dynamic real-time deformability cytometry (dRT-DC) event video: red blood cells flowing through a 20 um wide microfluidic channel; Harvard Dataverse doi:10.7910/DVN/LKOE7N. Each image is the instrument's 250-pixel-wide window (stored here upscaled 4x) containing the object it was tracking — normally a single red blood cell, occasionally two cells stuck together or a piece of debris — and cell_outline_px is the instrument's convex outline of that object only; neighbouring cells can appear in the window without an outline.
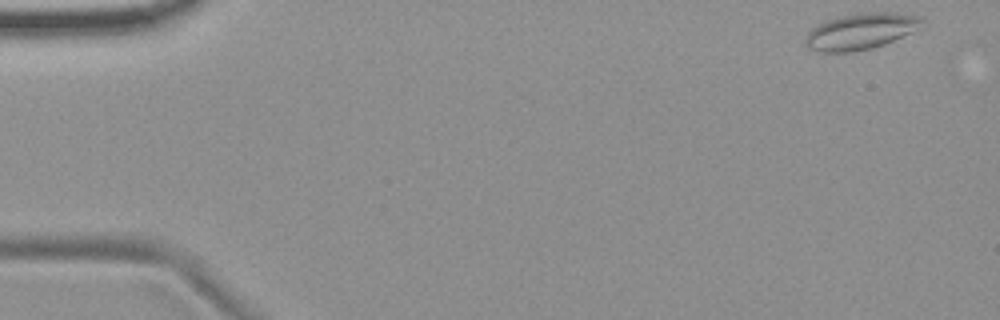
{"species": "common noctule bat (a hibernating species)", "species_latin": "Nyctalus noctula", "temperature_condition": "room temperature", "stored_images_in_passage": 53, "camera_frame_rate_fps": 3000, "um_per_image_px": 0.085, "animal": {"sex": "female", "body_mass_g": 19.9}, "frame": {"image": 1, "passage_image": 1, "time_ms": 0.0, "image_size_px": [1000, 320], "cell_outline_px": [[924, 28], [884, 44], [872, 48], [852, 52], [820, 52], [808, 48], [804, 44], [804, 40], [808, 32], [812, 28], [824, 20], [844, 16], [868, 12], [896, 12], [920, 16], [924, 20]], "centroid_in_image_um": [73.21, 2.66], "position_along_channel_um": 11.8, "area_um2": 24.91}}
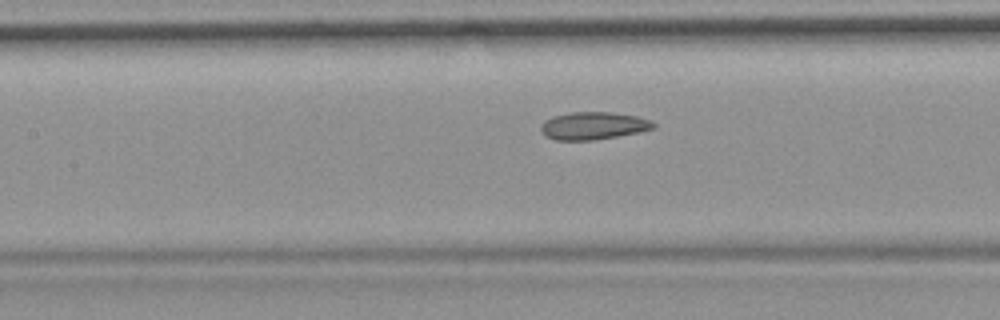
{"frame": {"image": 2, "passage_image": 23, "time_ms": 7.333, "image_size_px": [1000, 320], "cell_outline_px": [[656, 128], [640, 132], [596, 140], [556, 140], [544, 136], [540, 132], [540, 124], [544, 120], [556, 116], [572, 112], [608, 112], [636, 116], [652, 120], [656, 124]], "centroid_in_image_um": [50.43, 10.7], "position_along_channel_um": 157.0, "area_um2": 18.26}}
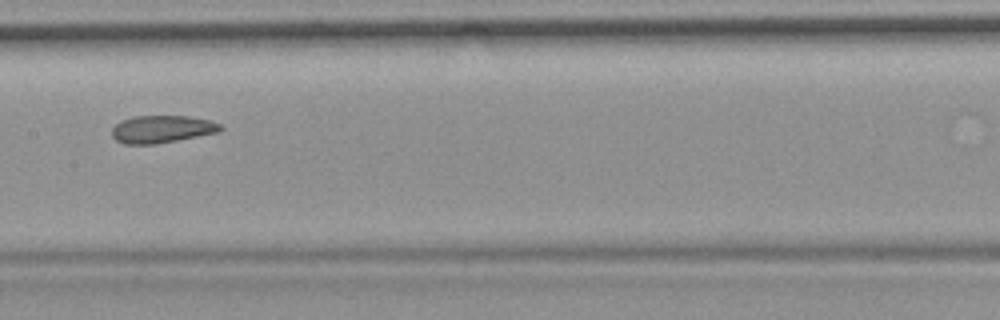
{"frame": {"image": 3, "passage_image": 26, "time_ms": 8.333, "image_size_px": [1000, 320], "cell_outline_px": [[224, 128], [220, 132], [156, 144], [124, 144], [116, 140], [112, 136], [112, 128], [120, 120], [132, 116], [188, 116], [208, 120], [220, 124]], "centroid_in_image_um": [13.75, 10.98], "position_along_channel_um": 193.7, "area_um2": 17.46}, "authors_computed_cell_mechanics": {"area_um2": 18.9006, "velocity_mm_per_s": 3.6905, "shape_relaxation_time_tau1_ms": null, "shape_relaxation_time_tau2_ms": 3.2561, "deformation_change_tau1": null, "deformation_change_tau2": 0.0909}}